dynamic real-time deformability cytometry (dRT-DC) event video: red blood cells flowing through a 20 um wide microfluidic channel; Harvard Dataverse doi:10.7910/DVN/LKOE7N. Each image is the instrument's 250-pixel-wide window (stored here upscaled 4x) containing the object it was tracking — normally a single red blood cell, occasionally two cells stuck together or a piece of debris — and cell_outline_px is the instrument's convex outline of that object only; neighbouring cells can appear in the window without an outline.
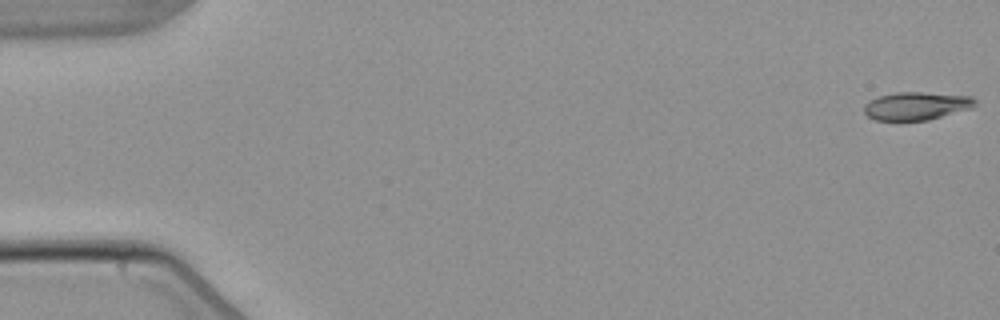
{"species": "common noctule bat (a hibernating species)", "species_latin": "Nyctalus noctula", "temperature_condition": "warm", "stored_images_in_passage": 4, "camera_frame_rate_fps": 3000, "um_per_image_px": 0.085, "animal": {"sex": "male", "body_mass_g": 21.5, "forearm_length_mm": 52.0}, "frame": {"image": 1, "passage_image": 1, "time_ms": 0.0, "image_size_px": [1000, 320], "cell_outline_px": [[976, 104], [972, 108], [928, 120], [876, 120], [868, 116], [864, 112], [864, 104], [868, 100], [880, 96], [896, 92], [920, 92], [972, 96], [976, 100]], "centroid_in_image_um": [77.89, 9.0], "position_along_channel_um": 7.1, "area_um2": 18.09}}